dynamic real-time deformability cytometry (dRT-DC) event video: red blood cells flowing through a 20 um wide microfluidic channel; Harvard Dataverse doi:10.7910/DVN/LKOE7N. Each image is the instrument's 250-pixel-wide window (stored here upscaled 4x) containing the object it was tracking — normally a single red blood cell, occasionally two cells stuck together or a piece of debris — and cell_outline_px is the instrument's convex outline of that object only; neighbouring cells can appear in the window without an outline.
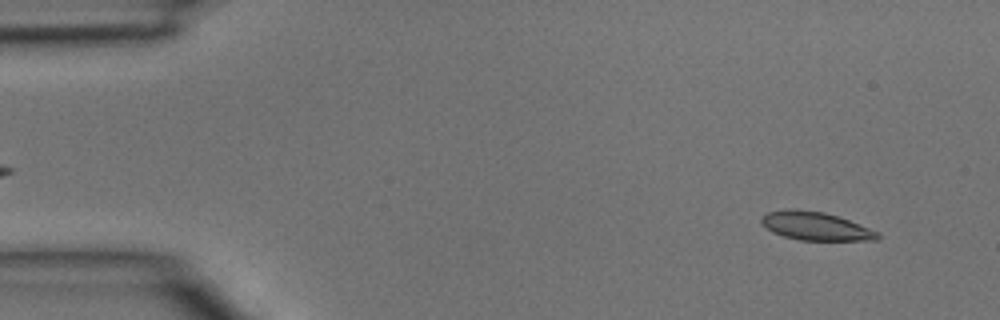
{"species": "common noctule bat (a hibernating species)", "species_latin": "Nyctalus noctula", "temperature_condition": "room temperature", "stored_images_in_passage": 4, "camera_frame_rate_fps": 3000, "um_per_image_px": 0.085, "animal": {"sex": "male", "body_mass_g": 15.6}, "frame": {"image": 1, "passage_image": 1, "time_ms": 0.0, "image_size_px": [1000, 320], "cell_outline_px": [[880, 236], [876, 240], [800, 240], [784, 236], [772, 232], [760, 220], [760, 216], [768, 212], [788, 208], [824, 212], [840, 216], [880, 232]], "centroid_in_image_um": [69.35, 19.21], "position_along_channel_um": 15.7, "area_um2": 19.25}}
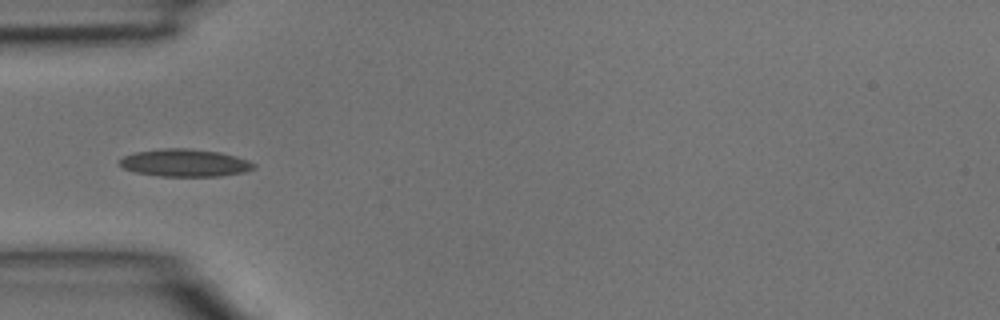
{"frame": {"image": 2, "passage_image": 3, "time_ms": 0.667, "image_size_px": [1000, 320], "cell_outline_px": [[256, 168], [244, 172], [220, 176], [160, 176], [136, 172], [124, 168], [120, 164], [120, 160], [124, 156], [136, 152], [164, 148], [188, 148], [220, 152], [236, 156], [248, 160], [256, 164]], "centroid_in_image_um": [15.76, 13.84], "position_along_channel_um": 69.2, "area_um2": 21.44}}